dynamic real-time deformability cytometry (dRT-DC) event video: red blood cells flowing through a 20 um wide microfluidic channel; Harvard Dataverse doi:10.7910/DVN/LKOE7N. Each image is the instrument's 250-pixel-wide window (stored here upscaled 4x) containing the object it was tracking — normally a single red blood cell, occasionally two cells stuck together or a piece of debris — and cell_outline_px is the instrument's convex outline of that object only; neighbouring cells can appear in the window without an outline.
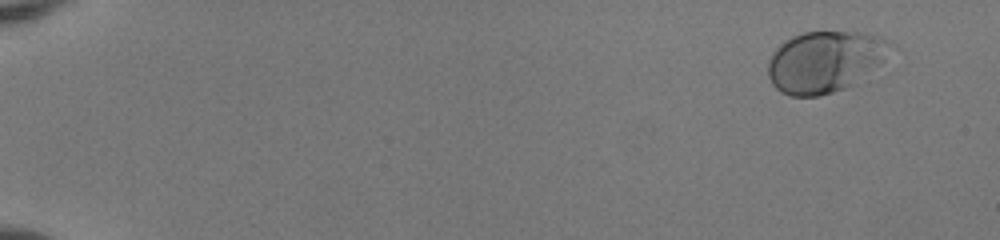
{"species": "human", "species_latin": "Homo sapiens", "temperature_condition": "room temperature", "stored_images_in_passage": 52, "camera_frame_rate_fps": 3000, "um_per_image_px": 0.085, "donor": {"sex": "female"}, "frame": {"image": 1, "passage_image": 3, "time_ms": 0.667, "image_size_px": [1000, 240], "cell_outline_px": [[884, 60], [852, 84], [844, 88], [820, 96], [792, 96], [780, 92], [772, 84], [768, 76], [768, 60], [772, 52], [784, 40], [792, 36], [804, 32], [856, 32], [872, 36]], "centroid_in_image_um": [69.85, 5.29], "position_along_channel_um": 15.2, "area_um2": 41.67}}
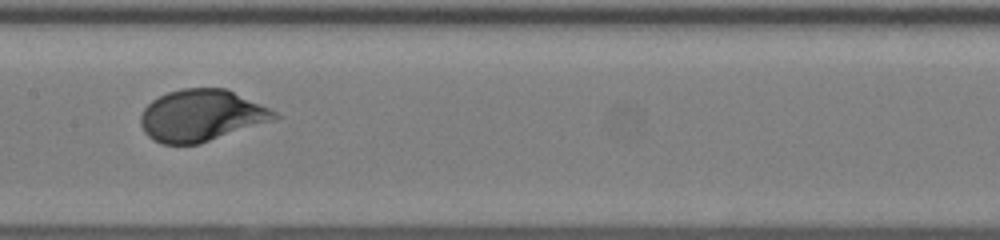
{"frame": {"image": 2, "passage_image": 29, "time_ms": 9.333, "image_size_px": [1000, 240], "cell_outline_px": [[280, 116], [272, 120], [200, 144], [160, 144], [152, 140], [144, 132], [140, 124], [140, 116], [144, 108], [152, 100], [168, 92], [184, 88], [224, 88], [268, 108], [276, 112]], "centroid_in_image_um": [17.05, 9.83], "position_along_channel_um": 190.4, "area_um2": 39.88}}
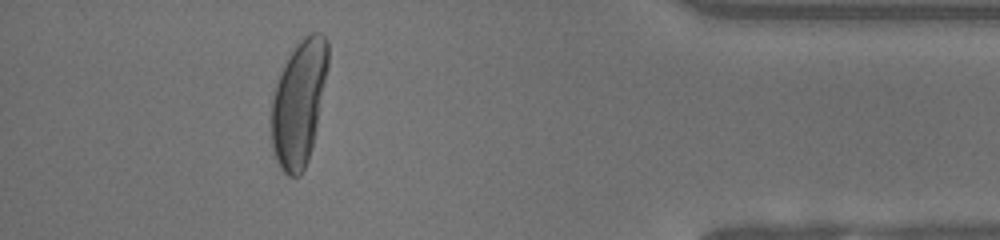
{"frame": {"image": 3, "passage_image": 48, "time_ms": 15.667, "image_size_px": [1000, 240], "cell_outline_px": [[328, 68], [316, 128], [308, 160], [300, 176], [288, 176], [280, 168], [276, 160], [272, 148], [272, 100], [276, 84], [280, 72], [288, 56], [296, 44], [304, 36], [312, 32], [320, 32], [328, 40]], "centroid_in_image_um": [25.41, 8.72], "position_along_channel_um": 409.8, "area_um2": 41.21}, "authors_computed_cell_mechanics": {"area_um2": 39.9398, "velocity_mm_per_s": 4.0149, "shape_relaxation_time_tau1_ms": 3.7883, "shape_relaxation_time_tau2_ms": null, "deformation_change_tau1": 0.1892, "deformation_change_tau2": null}}